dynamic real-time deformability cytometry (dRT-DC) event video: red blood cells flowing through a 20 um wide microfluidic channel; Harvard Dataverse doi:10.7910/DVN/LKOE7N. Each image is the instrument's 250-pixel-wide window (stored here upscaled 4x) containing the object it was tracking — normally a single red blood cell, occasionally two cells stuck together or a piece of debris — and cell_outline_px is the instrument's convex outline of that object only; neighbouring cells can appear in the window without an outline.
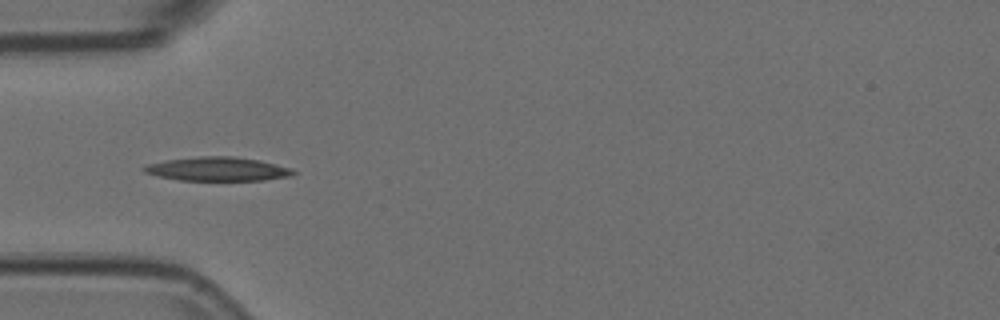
{"species": "Egyptian fruit bat (a non-hibernating species)", "species_latin": "Rousettus aegyptiacus", "temperature_condition": "room temperature", "stored_images_in_passage": 9, "camera_frame_rate_fps": 3000, "um_per_image_px": 0.085, "animal": {"sex": "female"}, "frame": {"image": 1, "passage_image": 4, "time_ms": 1.0, "image_size_px": [1000, 320], "cell_outline_px": [[296, 172], [292, 176], [264, 180], [180, 180], [156, 176], [144, 172], [140, 168], [144, 164], [168, 160], [200, 156], [232, 156], [260, 160], [292, 168]], "centroid_in_image_um": [18.48, 14.36], "position_along_channel_um": 66.5, "area_um2": 20.87}}
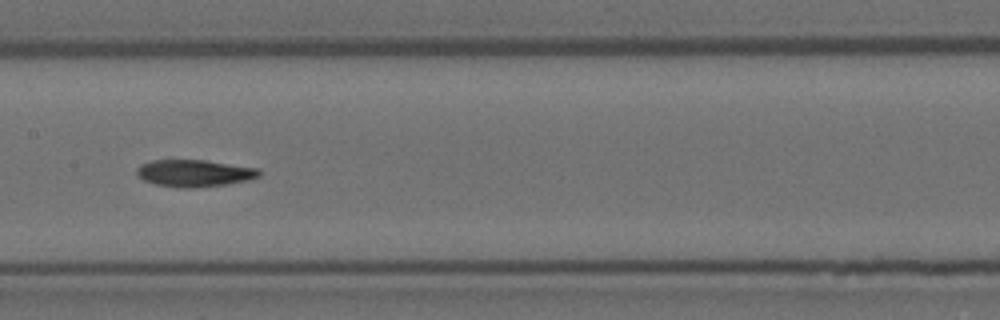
{"frame": {"image": 2, "passage_image": 7, "time_ms": 2.0, "image_size_px": [1000, 320], "cell_outline_px": [[260, 176], [248, 180], [224, 184], [192, 188], [176, 188], [156, 184], [144, 180], [136, 176], [136, 168], [140, 164], [152, 160], [204, 160], [260, 168]], "centroid_in_image_um": [16.49, 14.72], "position_along_channel_um": 190.9, "area_um2": 19.36}}
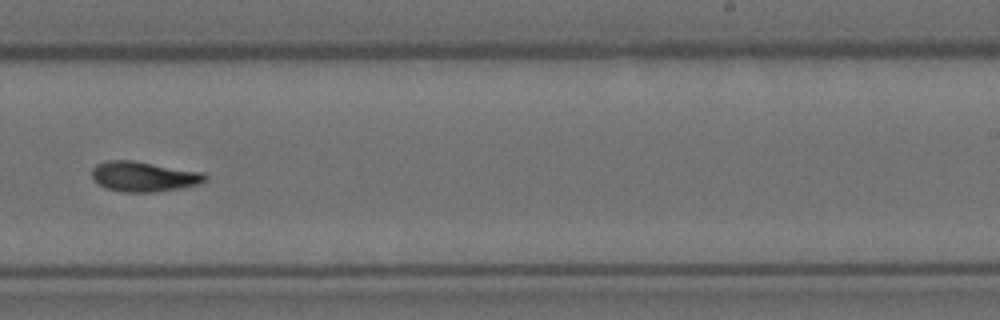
{"frame": {"image": 3, "passage_image": 9, "time_ms": 2.667, "image_size_px": [1000, 320], "cell_outline_px": [[208, 180], [200, 184], [180, 188], [156, 192], [120, 192], [108, 188], [100, 184], [92, 176], [92, 168], [96, 164], [108, 160], [132, 160], [204, 172], [208, 176]], "centroid_in_image_um": [12.27, 15.0], "position_along_channel_um": 276.7, "area_um2": 19.94}}